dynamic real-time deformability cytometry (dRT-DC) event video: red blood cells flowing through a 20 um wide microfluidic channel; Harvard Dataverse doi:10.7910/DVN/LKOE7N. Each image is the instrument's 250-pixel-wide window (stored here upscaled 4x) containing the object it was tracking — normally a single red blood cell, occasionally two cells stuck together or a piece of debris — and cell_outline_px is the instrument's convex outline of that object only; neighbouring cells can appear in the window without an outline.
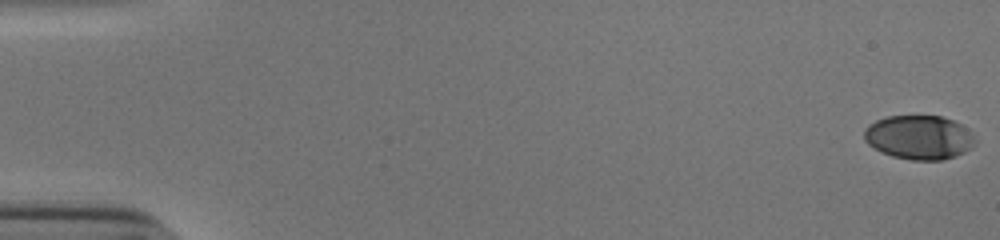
{"species": "human", "species_latin": "Homo sapiens", "temperature_condition": "cold", "stored_images_in_passage": 54, "camera_frame_rate_fps": 3000, "um_per_image_px": 0.085, "donor": {"sex": "male"}, "frame": {"image": 1, "passage_image": 1, "time_ms": 0.0, "image_size_px": [1000, 240], "cell_outline_px": [[976, 144], [972, 148], [956, 156], [944, 160], [912, 160], [892, 156], [868, 144], [864, 140], [864, 128], [868, 124], [876, 120], [888, 116], [940, 116], [952, 120], [968, 128], [972, 132], [976, 140]], "centroid_in_image_um": [78.15, 11.67], "position_along_channel_um": 6.8, "area_um2": 28.67}}
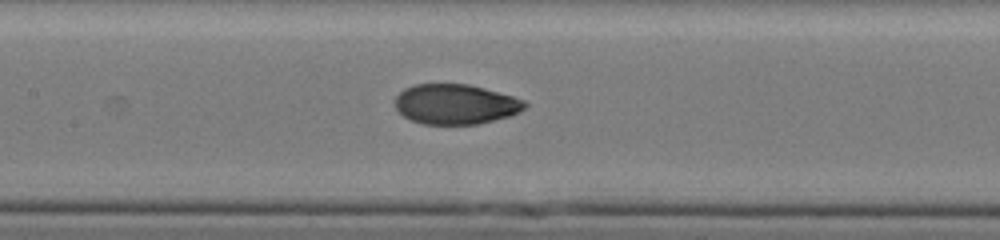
{"frame": {"image": 2, "passage_image": 27, "time_ms": 8.667, "image_size_px": [1000, 240], "cell_outline_px": [[528, 104], [520, 112], [508, 116], [476, 124], [424, 124], [412, 120], [404, 116], [396, 108], [396, 96], [404, 88], [412, 84], [468, 84], [484, 88], [512, 96], [524, 100]], "centroid_in_image_um": [38.71, 8.85], "position_along_channel_um": 168.7, "area_um2": 30.06}}
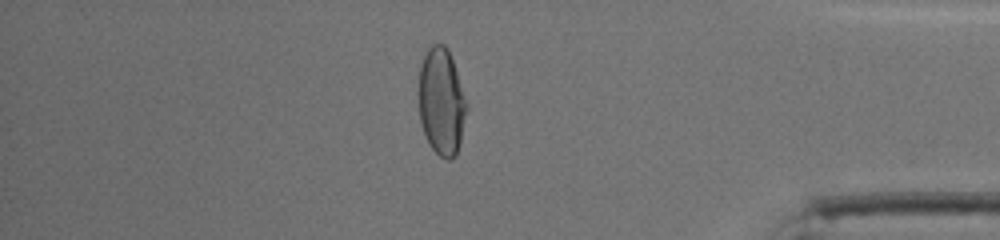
{"frame": {"image": 3, "passage_image": 47, "time_ms": 15.333, "image_size_px": [1000, 240], "cell_outline_px": [[468, 108], [460, 144], [456, 156], [452, 160], [448, 160], [440, 156], [428, 144], [424, 136], [420, 124], [416, 92], [420, 64], [428, 48], [432, 44], [444, 44], [448, 48], [468, 104]], "centroid_in_image_um": [37.49, 8.66], "position_along_channel_um": 397.7, "area_um2": 30.92}, "authors_computed_cell_mechanics": {"area_um2": 30.4606, "velocity_mm_per_s": 3.8758, "shape_relaxation_time_tau1_ms": 6.7309, "shape_relaxation_time_tau2_ms": 0.8741, "deformation_change_tau1": 0.2425, "deformation_change_tau2": 0.0471}}